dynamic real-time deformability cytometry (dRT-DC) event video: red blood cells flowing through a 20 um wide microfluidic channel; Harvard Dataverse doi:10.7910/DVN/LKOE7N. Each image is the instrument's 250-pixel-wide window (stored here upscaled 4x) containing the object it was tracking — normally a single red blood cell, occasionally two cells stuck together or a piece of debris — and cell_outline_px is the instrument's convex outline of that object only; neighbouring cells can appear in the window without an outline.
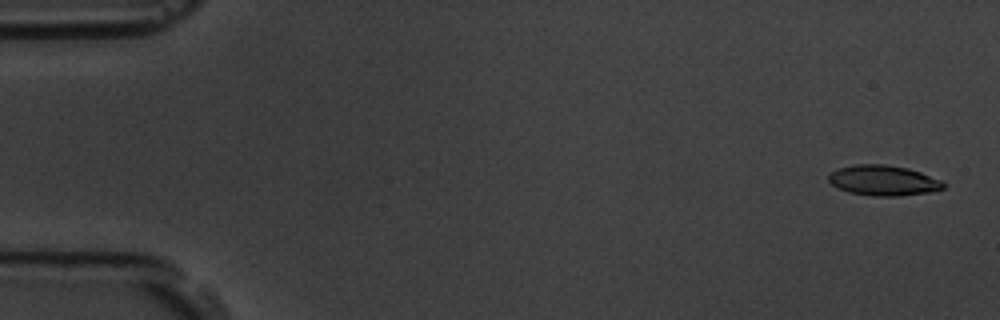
{"species": "common noctule bat (a hibernating species)", "species_latin": "Nyctalus noctula", "temperature_condition": "room temperature", "stored_images_in_passage": 15, "camera_frame_rate_fps": 3000, "um_per_image_px": 0.085, "animal": {"sex": "male", "body_mass_g": 19.5, "forearm_length_mm": 54.6}, "frame": {"image": 1, "passage_image": 1, "time_ms": 0.0, "image_size_px": [1000, 320], "cell_outline_px": [[944, 188], [928, 192], [900, 196], [872, 196], [848, 192], [832, 184], [828, 180], [828, 176], [832, 172], [840, 168], [856, 164], [884, 164], [908, 168], [920, 172], [940, 180], [944, 184]], "centroid_in_image_um": [75.07, 15.34], "position_along_channel_um": 9.9, "area_um2": 20.06}}
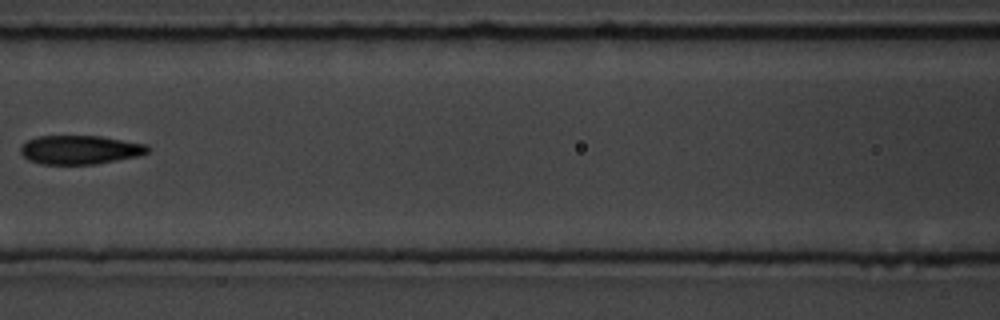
{"frame": {"image": 2, "passage_image": 7, "time_ms": 8.0, "image_size_px": [1000, 320], "cell_outline_px": [[148, 152], [136, 156], [96, 164], [40, 164], [28, 160], [20, 152], [20, 144], [36, 136], [100, 136], [148, 144]], "centroid_in_image_um": [6.75, 12.72], "position_along_channel_um": 159.8, "area_um2": 21.39}}
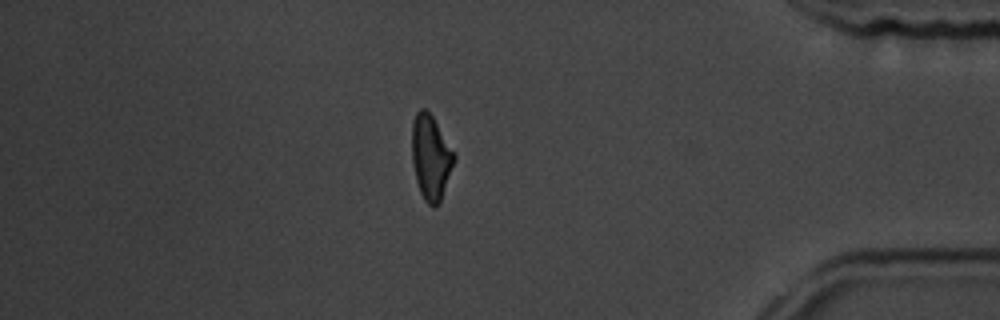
{"frame": {"image": 3, "passage_image": 14, "time_ms": 15.667, "image_size_px": [1000, 320], "cell_outline_px": [[456, 156], [440, 204], [436, 208], [432, 208], [424, 200], [420, 192], [416, 180], [412, 164], [412, 120], [416, 112], [420, 108], [424, 108], [432, 116]], "centroid_in_image_um": [36.6, 13.41], "position_along_channel_um": 398.6, "area_um2": 20.87}, "authors_computed_cell_mechanics": {"area_um2": 20.8658, "velocity_mm_per_s": 3.5876, "shape_relaxation_time_tau1_ms": null, "shape_relaxation_time_tau2_ms": 4.9972, "deformation_change_tau1": null, "deformation_change_tau2": 0.145}}